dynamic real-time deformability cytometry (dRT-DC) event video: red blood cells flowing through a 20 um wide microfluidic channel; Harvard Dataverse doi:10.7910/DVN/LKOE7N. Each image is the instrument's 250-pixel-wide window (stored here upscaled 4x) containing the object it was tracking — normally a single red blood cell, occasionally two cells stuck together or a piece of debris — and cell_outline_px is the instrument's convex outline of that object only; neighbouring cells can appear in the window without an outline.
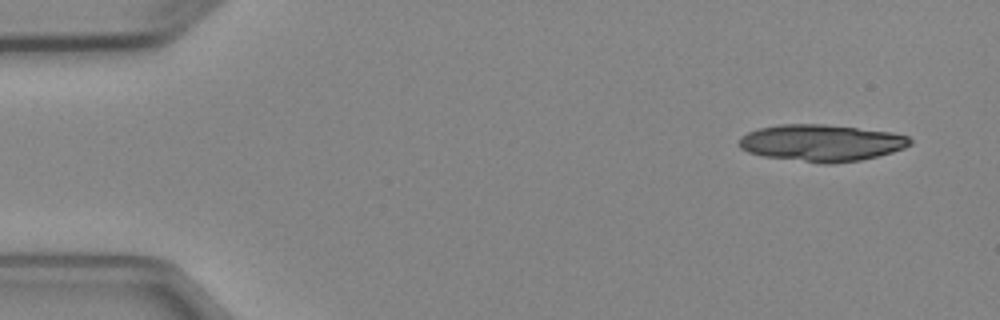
{"species": "Egyptian fruit bat (a non-hibernating species)", "species_latin": "Rousettus aegyptiacus", "temperature_condition": "cold", "stored_images_in_passage": 4, "camera_frame_rate_fps": 3000, "um_per_image_px": 0.085, "animal": {"sex": "female"}, "frame": {"image": 1, "passage_image": 1, "time_ms": 0.0, "image_size_px": [1000, 320], "cell_outline_px": [[912, 144], [904, 148], [892, 152], [860, 160], [832, 164], [824, 164], [764, 156], [748, 152], [740, 148], [740, 136], [748, 132], [760, 128], [780, 124], [824, 124], [892, 132], [908, 136], [912, 140]], "centroid_in_image_um": [69.83, 12.14], "position_along_channel_um": 15.2, "area_um2": 36.59}}